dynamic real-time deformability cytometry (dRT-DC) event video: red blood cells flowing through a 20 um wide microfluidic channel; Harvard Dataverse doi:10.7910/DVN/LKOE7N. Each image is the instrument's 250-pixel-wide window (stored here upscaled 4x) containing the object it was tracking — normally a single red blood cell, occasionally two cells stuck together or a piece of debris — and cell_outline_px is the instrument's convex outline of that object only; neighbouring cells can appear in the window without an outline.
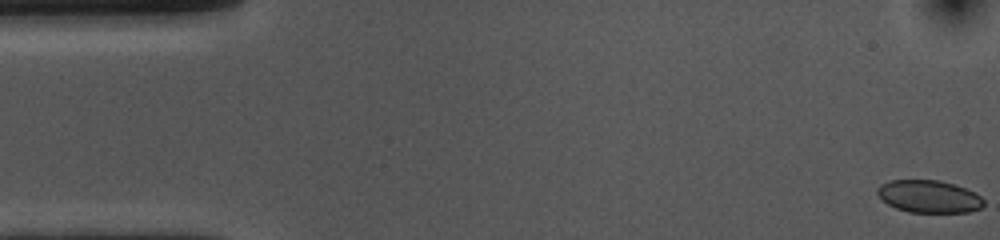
{"species": "common noctule bat (a hibernating species)", "species_latin": "Nyctalus noctula", "temperature_condition": "cold", "stored_images_in_passage": 54, "camera_frame_rate_fps": 3000, "um_per_image_px": 0.085, "animal": {"sex": "female", "body_mass_g": 10.0, "forearm_length_mm": 53.1}, "frame": {"image": 1, "passage_image": 1, "time_ms": 0.0, "image_size_px": [1000, 240], "cell_outline_px": [[984, 204], [980, 208], [968, 212], [908, 212], [896, 208], [888, 204], [876, 192], [876, 188], [880, 184], [888, 180], [940, 180], [964, 188], [980, 196], [984, 200]], "centroid_in_image_um": [78.93, 16.69], "position_along_channel_um": 6.1, "area_um2": 20.0}}
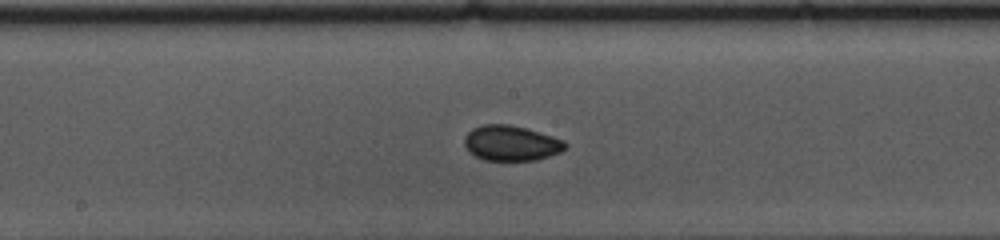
{"frame": {"image": 2, "passage_image": 27, "time_ms": 8.667, "image_size_px": [1000, 240], "cell_outline_px": [[568, 148], [560, 152], [536, 160], [484, 160], [476, 156], [464, 144], [464, 136], [472, 128], [484, 124], [508, 124], [528, 128], [564, 140], [568, 144]], "centroid_in_image_um": [43.48, 12.15], "position_along_channel_um": 204.7, "area_um2": 20.75}}
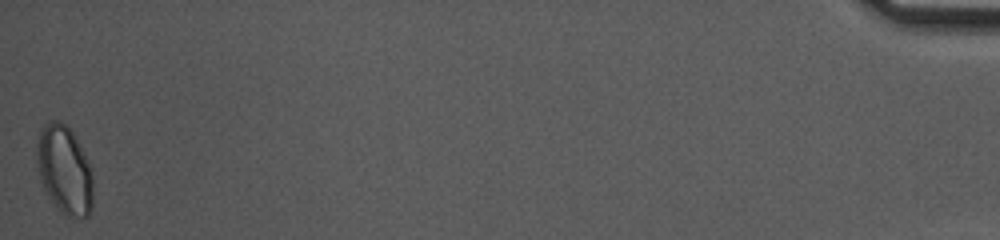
{"frame": {"image": 3, "passage_image": 54, "time_ms": 17.667, "image_size_px": [1000, 240], "cell_outline_px": [[92, 208], [88, 216], [68, 216], [56, 208], [48, 196], [40, 180], [36, 160], [36, 144], [40, 132], [44, 124], [52, 120], [60, 120], [72, 132], [92, 168]], "centroid_in_image_um": [5.46, 14.44], "position_along_channel_um": 429.7, "area_um2": 28.9}, "authors_computed_cell_mechanics": {"area_um2": 20.4612, "velocity_mm_per_s": 3.6429, "shape_relaxation_time_tau1_ms": 2.7327, "shape_relaxation_time_tau2_ms": 0.9939, "deformation_change_tau1": 0.0578, "deformation_change_tau2": 0.0338}}